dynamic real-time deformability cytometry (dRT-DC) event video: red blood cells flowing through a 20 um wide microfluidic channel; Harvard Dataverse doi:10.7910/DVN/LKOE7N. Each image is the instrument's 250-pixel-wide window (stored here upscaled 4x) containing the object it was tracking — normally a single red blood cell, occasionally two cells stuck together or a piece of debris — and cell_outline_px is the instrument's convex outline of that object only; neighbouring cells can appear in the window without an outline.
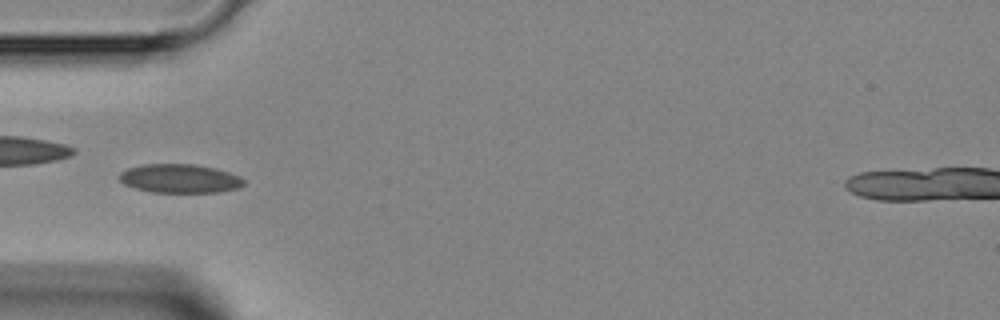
{"species": "Egyptian fruit bat (a non-hibernating species)", "species_latin": "Rousettus aegyptiacus", "temperature_condition": "room temperature", "stored_images_in_passage": 5, "camera_frame_rate_fps": 3000, "um_per_image_px": 0.085, "animal": {"sex": "female"}, "frame": {"image": 1, "passage_image": 4, "time_ms": 3.333, "image_size_px": [1000, 320], "cell_outline_px": [[244, 184], [240, 188], [220, 192], [152, 192], [136, 188], [124, 184], [120, 180], [120, 172], [128, 168], [144, 164], [196, 164], [216, 168], [240, 176], [244, 180]], "centroid_in_image_um": [15.31, 15.17], "position_along_channel_um": 69.7, "area_um2": 20.92}}
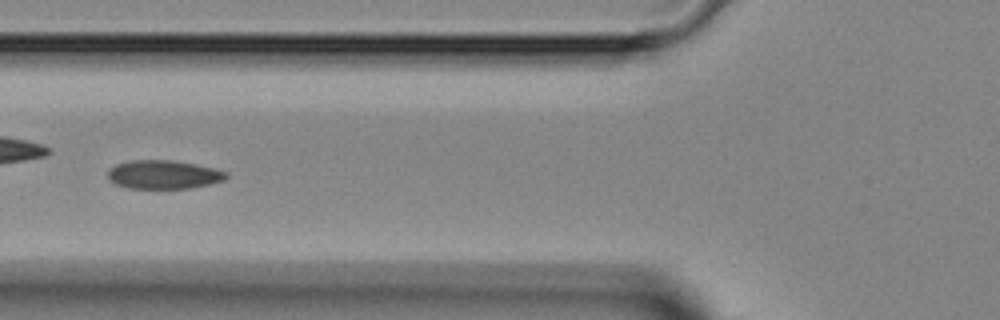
{"frame": {"image": 2, "passage_image": 5, "time_ms": 4.333, "image_size_px": [1000, 320], "cell_outline_px": [[228, 176], [224, 180], [192, 188], [128, 188], [116, 184], [108, 180], [108, 168], [116, 164], [132, 160], [172, 160], [196, 164], [216, 168], [228, 172]], "centroid_in_image_um": [13.9, 14.83], "position_along_channel_um": 111.9, "area_um2": 19.88}}